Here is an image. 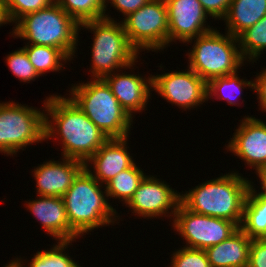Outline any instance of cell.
<instances>
[{"instance_id": "6da1fadb", "label": "cell", "mask_w": 266, "mask_h": 267, "mask_svg": "<svg viewBox=\"0 0 266 267\" xmlns=\"http://www.w3.org/2000/svg\"><path fill=\"white\" fill-rule=\"evenodd\" d=\"M45 100V139L58 135L63 157L86 163L109 138L70 96L50 95Z\"/></svg>"}, {"instance_id": "44dd1931", "label": "cell", "mask_w": 266, "mask_h": 267, "mask_svg": "<svg viewBox=\"0 0 266 267\" xmlns=\"http://www.w3.org/2000/svg\"><path fill=\"white\" fill-rule=\"evenodd\" d=\"M240 229L251 239L266 238V199L258 197L250 188Z\"/></svg>"}, {"instance_id": "5b68a950", "label": "cell", "mask_w": 266, "mask_h": 267, "mask_svg": "<svg viewBox=\"0 0 266 267\" xmlns=\"http://www.w3.org/2000/svg\"><path fill=\"white\" fill-rule=\"evenodd\" d=\"M72 85L70 97L84 114L108 137H129L132 118L119 104L102 78Z\"/></svg>"}, {"instance_id": "7a4b0ae2", "label": "cell", "mask_w": 266, "mask_h": 267, "mask_svg": "<svg viewBox=\"0 0 266 267\" xmlns=\"http://www.w3.org/2000/svg\"><path fill=\"white\" fill-rule=\"evenodd\" d=\"M249 188V180L231 172L182 193L180 203L191 212L226 219L240 227Z\"/></svg>"}, {"instance_id": "8992f818", "label": "cell", "mask_w": 266, "mask_h": 267, "mask_svg": "<svg viewBox=\"0 0 266 267\" xmlns=\"http://www.w3.org/2000/svg\"><path fill=\"white\" fill-rule=\"evenodd\" d=\"M94 32L92 44L93 78H103L118 68L130 69L138 62V51L129 43L121 22L106 15L103 19L80 24Z\"/></svg>"}, {"instance_id": "83f0119b", "label": "cell", "mask_w": 266, "mask_h": 267, "mask_svg": "<svg viewBox=\"0 0 266 267\" xmlns=\"http://www.w3.org/2000/svg\"><path fill=\"white\" fill-rule=\"evenodd\" d=\"M10 71L18 78L21 82H28L35 80L40 75L35 70L33 64L24 48H20L9 55H7L6 60Z\"/></svg>"}, {"instance_id": "4316f807", "label": "cell", "mask_w": 266, "mask_h": 267, "mask_svg": "<svg viewBox=\"0 0 266 267\" xmlns=\"http://www.w3.org/2000/svg\"><path fill=\"white\" fill-rule=\"evenodd\" d=\"M66 11L79 25L105 16V0H53Z\"/></svg>"}, {"instance_id": "52a82bcc", "label": "cell", "mask_w": 266, "mask_h": 267, "mask_svg": "<svg viewBox=\"0 0 266 267\" xmlns=\"http://www.w3.org/2000/svg\"><path fill=\"white\" fill-rule=\"evenodd\" d=\"M224 36L216 29L197 36L193 49L188 51V68L208 82L210 79L234 74L244 65L238 39L228 32ZM237 43V45H236Z\"/></svg>"}, {"instance_id": "1f68e13d", "label": "cell", "mask_w": 266, "mask_h": 267, "mask_svg": "<svg viewBox=\"0 0 266 267\" xmlns=\"http://www.w3.org/2000/svg\"><path fill=\"white\" fill-rule=\"evenodd\" d=\"M205 12L214 19H224L232 0H199Z\"/></svg>"}, {"instance_id": "e575fe53", "label": "cell", "mask_w": 266, "mask_h": 267, "mask_svg": "<svg viewBox=\"0 0 266 267\" xmlns=\"http://www.w3.org/2000/svg\"><path fill=\"white\" fill-rule=\"evenodd\" d=\"M257 175L259 176L260 184H261V190L262 192L255 191V188L253 187V182H250V189L260 198H265L266 199V167H262L260 169L256 170ZM252 183V184H251Z\"/></svg>"}, {"instance_id": "8fae6325", "label": "cell", "mask_w": 266, "mask_h": 267, "mask_svg": "<svg viewBox=\"0 0 266 267\" xmlns=\"http://www.w3.org/2000/svg\"><path fill=\"white\" fill-rule=\"evenodd\" d=\"M153 89L163 99L182 109L197 107L208 99L207 82L190 68L152 75Z\"/></svg>"}, {"instance_id": "3957f363", "label": "cell", "mask_w": 266, "mask_h": 267, "mask_svg": "<svg viewBox=\"0 0 266 267\" xmlns=\"http://www.w3.org/2000/svg\"><path fill=\"white\" fill-rule=\"evenodd\" d=\"M101 188L102 184L84 168L62 197L69 224L79 236L117 221L116 210L107 202L106 189Z\"/></svg>"}, {"instance_id": "9a60e30c", "label": "cell", "mask_w": 266, "mask_h": 267, "mask_svg": "<svg viewBox=\"0 0 266 267\" xmlns=\"http://www.w3.org/2000/svg\"><path fill=\"white\" fill-rule=\"evenodd\" d=\"M62 161L43 162L34 169V178L38 195L63 197L73 184L74 179L85 168V163L72 158Z\"/></svg>"}, {"instance_id": "5bb4252c", "label": "cell", "mask_w": 266, "mask_h": 267, "mask_svg": "<svg viewBox=\"0 0 266 267\" xmlns=\"http://www.w3.org/2000/svg\"><path fill=\"white\" fill-rule=\"evenodd\" d=\"M226 148L250 168L266 167V122L252 116L244 117Z\"/></svg>"}, {"instance_id": "d4e9b609", "label": "cell", "mask_w": 266, "mask_h": 267, "mask_svg": "<svg viewBox=\"0 0 266 267\" xmlns=\"http://www.w3.org/2000/svg\"><path fill=\"white\" fill-rule=\"evenodd\" d=\"M70 243L72 241H58L50 250L36 252L28 264L29 267H81L64 252ZM22 263L18 258L11 260L13 267H25Z\"/></svg>"}, {"instance_id": "484cf974", "label": "cell", "mask_w": 266, "mask_h": 267, "mask_svg": "<svg viewBox=\"0 0 266 267\" xmlns=\"http://www.w3.org/2000/svg\"><path fill=\"white\" fill-rule=\"evenodd\" d=\"M241 56L254 63L266 49V15L238 37Z\"/></svg>"}, {"instance_id": "4dcf8cb0", "label": "cell", "mask_w": 266, "mask_h": 267, "mask_svg": "<svg viewBox=\"0 0 266 267\" xmlns=\"http://www.w3.org/2000/svg\"><path fill=\"white\" fill-rule=\"evenodd\" d=\"M247 267H266V238L252 239Z\"/></svg>"}, {"instance_id": "4fadbf2b", "label": "cell", "mask_w": 266, "mask_h": 267, "mask_svg": "<svg viewBox=\"0 0 266 267\" xmlns=\"http://www.w3.org/2000/svg\"><path fill=\"white\" fill-rule=\"evenodd\" d=\"M168 9V44L174 40L183 43L208 33L214 28L206 24L208 14L199 0H165Z\"/></svg>"}, {"instance_id": "9c48e42d", "label": "cell", "mask_w": 266, "mask_h": 267, "mask_svg": "<svg viewBox=\"0 0 266 267\" xmlns=\"http://www.w3.org/2000/svg\"><path fill=\"white\" fill-rule=\"evenodd\" d=\"M121 21L129 43L140 50H162L168 46V9L165 0H150Z\"/></svg>"}, {"instance_id": "7402d4cb", "label": "cell", "mask_w": 266, "mask_h": 267, "mask_svg": "<svg viewBox=\"0 0 266 267\" xmlns=\"http://www.w3.org/2000/svg\"><path fill=\"white\" fill-rule=\"evenodd\" d=\"M145 176L140 167L134 163L130 168L121 171L104 186L107 197L121 199L124 204H127Z\"/></svg>"}, {"instance_id": "7c38bea8", "label": "cell", "mask_w": 266, "mask_h": 267, "mask_svg": "<svg viewBox=\"0 0 266 267\" xmlns=\"http://www.w3.org/2000/svg\"><path fill=\"white\" fill-rule=\"evenodd\" d=\"M169 186L154 176H145L126 206L142 218L153 219L167 213L172 217L180 204L181 194Z\"/></svg>"}, {"instance_id": "ffe728a7", "label": "cell", "mask_w": 266, "mask_h": 267, "mask_svg": "<svg viewBox=\"0 0 266 267\" xmlns=\"http://www.w3.org/2000/svg\"><path fill=\"white\" fill-rule=\"evenodd\" d=\"M266 15V0H232L223 19L227 32L238 37Z\"/></svg>"}, {"instance_id": "d6a6232c", "label": "cell", "mask_w": 266, "mask_h": 267, "mask_svg": "<svg viewBox=\"0 0 266 267\" xmlns=\"http://www.w3.org/2000/svg\"><path fill=\"white\" fill-rule=\"evenodd\" d=\"M111 3L113 7L124 14V17L143 7L150 0H105V3Z\"/></svg>"}, {"instance_id": "277c9868", "label": "cell", "mask_w": 266, "mask_h": 267, "mask_svg": "<svg viewBox=\"0 0 266 267\" xmlns=\"http://www.w3.org/2000/svg\"><path fill=\"white\" fill-rule=\"evenodd\" d=\"M13 27L15 37L29 40L27 44L61 49L71 60L78 45L80 25L58 4L52 2L46 8L20 18Z\"/></svg>"}, {"instance_id": "d6986e66", "label": "cell", "mask_w": 266, "mask_h": 267, "mask_svg": "<svg viewBox=\"0 0 266 267\" xmlns=\"http://www.w3.org/2000/svg\"><path fill=\"white\" fill-rule=\"evenodd\" d=\"M251 241L239 228L228 239L206 248L211 267H247Z\"/></svg>"}, {"instance_id": "cb8c5ba5", "label": "cell", "mask_w": 266, "mask_h": 267, "mask_svg": "<svg viewBox=\"0 0 266 267\" xmlns=\"http://www.w3.org/2000/svg\"><path fill=\"white\" fill-rule=\"evenodd\" d=\"M237 73L238 72L231 75L210 79L207 82V98H211L215 95V97L217 96V99L219 100H226L229 105L239 104L236 103V101L237 98L242 94V88L244 89V87H250L253 89V81L240 79Z\"/></svg>"}, {"instance_id": "f1b7e54d", "label": "cell", "mask_w": 266, "mask_h": 267, "mask_svg": "<svg viewBox=\"0 0 266 267\" xmlns=\"http://www.w3.org/2000/svg\"><path fill=\"white\" fill-rule=\"evenodd\" d=\"M53 0H5L10 23H16L24 15L49 6Z\"/></svg>"}, {"instance_id": "f546056e", "label": "cell", "mask_w": 266, "mask_h": 267, "mask_svg": "<svg viewBox=\"0 0 266 267\" xmlns=\"http://www.w3.org/2000/svg\"><path fill=\"white\" fill-rule=\"evenodd\" d=\"M171 267H211L205 250L183 247L174 252Z\"/></svg>"}, {"instance_id": "ba28073f", "label": "cell", "mask_w": 266, "mask_h": 267, "mask_svg": "<svg viewBox=\"0 0 266 267\" xmlns=\"http://www.w3.org/2000/svg\"><path fill=\"white\" fill-rule=\"evenodd\" d=\"M45 140V112L14 102L0 103V152L16 154ZM24 147V148H23Z\"/></svg>"}, {"instance_id": "2e32d148", "label": "cell", "mask_w": 266, "mask_h": 267, "mask_svg": "<svg viewBox=\"0 0 266 267\" xmlns=\"http://www.w3.org/2000/svg\"><path fill=\"white\" fill-rule=\"evenodd\" d=\"M127 140L128 137L109 138L85 163V168L99 183L106 185L121 171L134 164V160L127 150ZM90 163L91 167L92 164L94 165V173L89 168Z\"/></svg>"}, {"instance_id": "ac0fdd59", "label": "cell", "mask_w": 266, "mask_h": 267, "mask_svg": "<svg viewBox=\"0 0 266 267\" xmlns=\"http://www.w3.org/2000/svg\"><path fill=\"white\" fill-rule=\"evenodd\" d=\"M110 87L119 104L132 117V113L145 110L152 89V75L148 78L135 74L111 73L102 78ZM150 87V88H149Z\"/></svg>"}, {"instance_id": "30bf717a", "label": "cell", "mask_w": 266, "mask_h": 267, "mask_svg": "<svg viewBox=\"0 0 266 267\" xmlns=\"http://www.w3.org/2000/svg\"><path fill=\"white\" fill-rule=\"evenodd\" d=\"M173 219L174 229L185 239L186 247L193 249L205 250L217 245L240 228L235 222L226 219L191 212L181 203Z\"/></svg>"}, {"instance_id": "836d02e7", "label": "cell", "mask_w": 266, "mask_h": 267, "mask_svg": "<svg viewBox=\"0 0 266 267\" xmlns=\"http://www.w3.org/2000/svg\"><path fill=\"white\" fill-rule=\"evenodd\" d=\"M253 89L258 95L260 108L266 112V68L253 80Z\"/></svg>"}, {"instance_id": "603a6c76", "label": "cell", "mask_w": 266, "mask_h": 267, "mask_svg": "<svg viewBox=\"0 0 266 267\" xmlns=\"http://www.w3.org/2000/svg\"><path fill=\"white\" fill-rule=\"evenodd\" d=\"M23 48L40 76L50 71H59L62 61L71 60L61 49L55 47L28 44Z\"/></svg>"}, {"instance_id": "e0dca14e", "label": "cell", "mask_w": 266, "mask_h": 267, "mask_svg": "<svg viewBox=\"0 0 266 267\" xmlns=\"http://www.w3.org/2000/svg\"><path fill=\"white\" fill-rule=\"evenodd\" d=\"M26 205L47 234L57 241H74L80 237L70 226L62 197L41 196Z\"/></svg>"}, {"instance_id": "8d00e7d4", "label": "cell", "mask_w": 266, "mask_h": 267, "mask_svg": "<svg viewBox=\"0 0 266 267\" xmlns=\"http://www.w3.org/2000/svg\"><path fill=\"white\" fill-rule=\"evenodd\" d=\"M11 262H9L7 265H5L4 267H11Z\"/></svg>"}, {"instance_id": "d590c367", "label": "cell", "mask_w": 266, "mask_h": 267, "mask_svg": "<svg viewBox=\"0 0 266 267\" xmlns=\"http://www.w3.org/2000/svg\"><path fill=\"white\" fill-rule=\"evenodd\" d=\"M7 23H10V21L5 8V0H0V26Z\"/></svg>"}]
</instances>
